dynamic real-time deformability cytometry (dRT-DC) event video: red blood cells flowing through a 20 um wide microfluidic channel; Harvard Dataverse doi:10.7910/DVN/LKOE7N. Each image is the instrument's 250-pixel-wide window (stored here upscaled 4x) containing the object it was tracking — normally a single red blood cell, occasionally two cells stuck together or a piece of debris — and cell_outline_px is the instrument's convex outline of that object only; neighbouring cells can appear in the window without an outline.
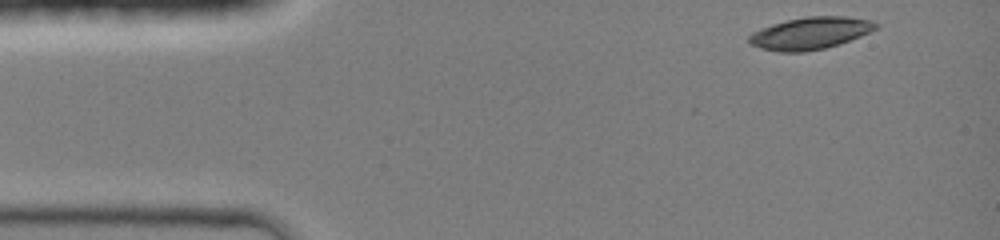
{"species": "common noctule bat (a hibernating species)", "species_latin": "Nyctalus noctula", "temperature_condition": "room temperature", "stored_images_in_passage": 39, "camera_frame_rate_fps": 3000, "um_per_image_px": 0.085, "animal": {"sex": "female", "body_mass_g": 19.0, "forearm_length_mm": 51.5}, "frame": {"image": 1, "passage_image": 1, "time_ms": 0.0, "image_size_px": [1000, 240], "cell_outline_px": [[880, 24], [876, 28], [860, 36], [824, 48], [804, 52], [776, 52], [760, 48], [748, 44], [748, 36], [752, 32], [760, 28], [772, 24], [788, 20], [808, 16], [848, 16], [872, 20]], "centroid_in_image_um": [68.83, 2.82], "position_along_channel_um": 16.2, "area_um2": 23.76}}
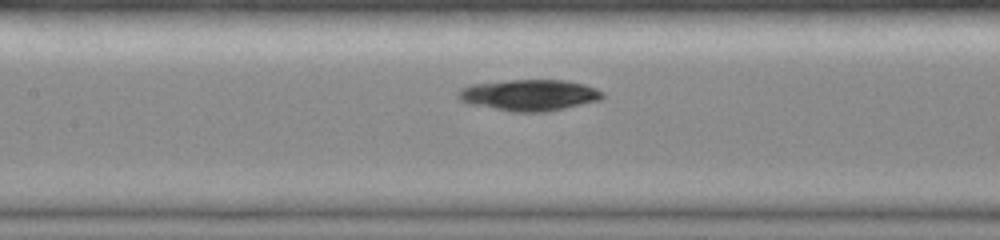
{"frame": {"image": 2, "passage_image": 17, "time_ms": 5.333, "image_size_px": [1000, 240], "cell_outline_px": [[604, 96], [600, 100], [548, 112], [512, 112], [468, 104], [460, 100], [456, 96], [456, 92], [460, 88], [468, 84], [508, 80], [564, 80], [584, 84], [596, 88], [604, 92]], "centroid_in_image_um": [44.94, 8.08], "position_along_channel_um": 162.5, "area_um2": 26.7}}
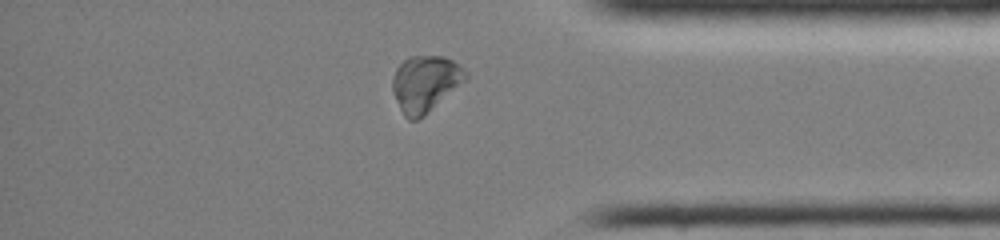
{"frame": {"image": 3, "passage_image": 34, "time_ms": 11.0, "image_size_px": [1000, 240], "cell_outline_px": [[468, 80], [424, 116], [416, 120], [408, 120], [404, 116], [396, 100], [392, 88], [392, 76], [396, 68], [408, 56], [444, 56], [460, 64], [468, 72]], "centroid_in_image_um": [36.18, 7.1], "position_along_channel_um": 399.0, "area_um2": 24.39}}